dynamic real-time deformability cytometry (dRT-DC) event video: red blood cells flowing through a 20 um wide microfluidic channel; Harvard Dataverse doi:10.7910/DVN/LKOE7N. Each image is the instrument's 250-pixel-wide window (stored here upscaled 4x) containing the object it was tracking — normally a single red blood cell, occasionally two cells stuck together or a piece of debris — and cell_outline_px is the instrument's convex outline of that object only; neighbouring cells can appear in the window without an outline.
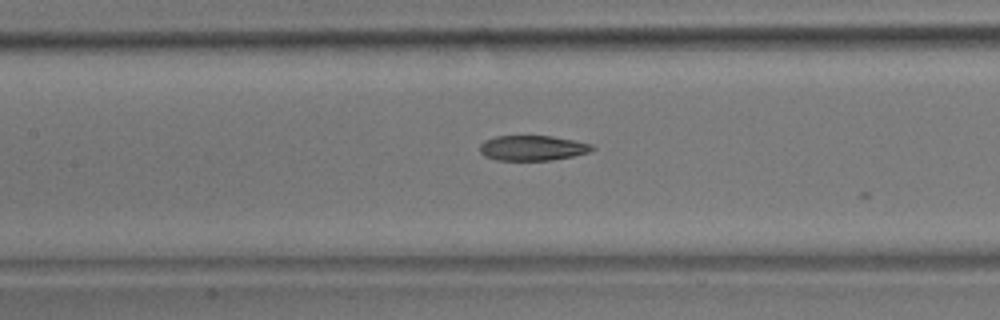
{"species": "common noctule bat (a hibernating species)", "species_latin": "Nyctalus noctula", "temperature_condition": "room temperature", "stored_images_in_passage": 6, "camera_frame_rate_fps": 3000, "um_per_image_px": 0.085, "animal": {"sex": "male", "body_mass_g": 17.9}, "frame": {"image": 1, "passage_image": 5, "time_ms": 1.333, "image_size_px": [1000, 320], "cell_outline_px": [[596, 148], [588, 152], [572, 156], [552, 160], [496, 160], [484, 156], [480, 152], [480, 144], [484, 140], [496, 136], [552, 136], [592, 144]], "centroid_in_image_um": [45.24, 12.58], "position_along_channel_um": 162.2, "area_um2": 16.42}}